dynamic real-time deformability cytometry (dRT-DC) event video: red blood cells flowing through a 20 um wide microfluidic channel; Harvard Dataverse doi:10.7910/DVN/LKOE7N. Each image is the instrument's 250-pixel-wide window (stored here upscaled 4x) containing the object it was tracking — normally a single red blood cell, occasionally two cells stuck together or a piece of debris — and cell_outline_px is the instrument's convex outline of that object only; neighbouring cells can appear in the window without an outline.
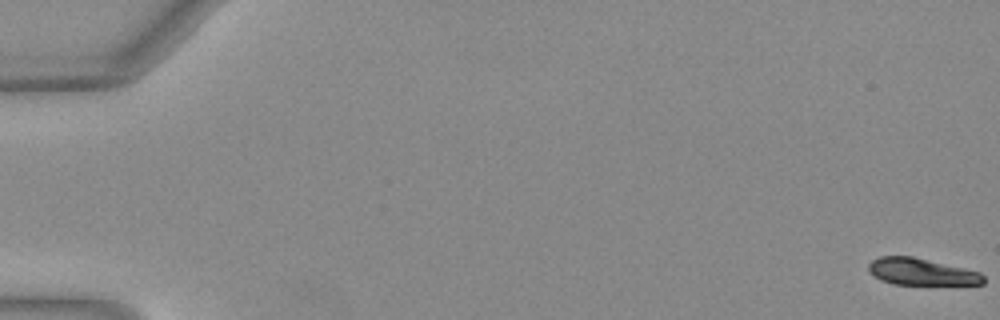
{"species": "Egyptian fruit bat (a non-hibernating species)", "species_latin": "Rousettus aegyptiacus", "temperature_condition": "warm", "stored_images_in_passage": 52, "camera_frame_rate_fps": 3000, "um_per_image_px": 0.085, "animal": {"sex": "female"}, "frame": {"image": 1, "passage_image": 1, "time_ms": 0.0, "image_size_px": [1000, 320], "cell_outline_px": [[984, 284], [892, 284], [880, 280], [868, 272], [868, 264], [872, 260], [880, 256], [912, 256], [964, 268], [980, 272], [984, 276]], "centroid_in_image_um": [78.28, 23.1], "position_along_channel_um": 6.7, "area_um2": 17.92}}
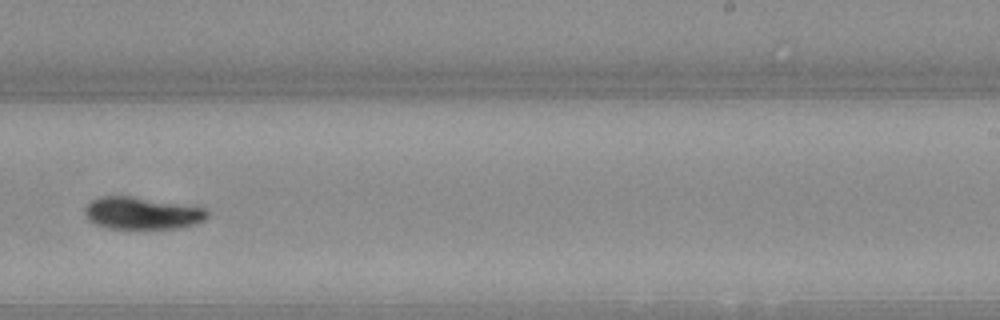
{"frame": {"image": 2, "passage_image": 34, "time_ms": 11.0, "image_size_px": [1000, 320], "cell_outline_px": [[208, 216], [204, 220], [196, 224], [180, 228], [148, 232], [108, 228], [96, 224], [88, 220], [84, 212], [84, 208], [92, 200], [100, 196], [132, 196], [204, 208], [208, 212]], "centroid_in_image_um": [12.06, 18.18], "position_along_channel_um": 276.9, "area_um2": 23.87}}
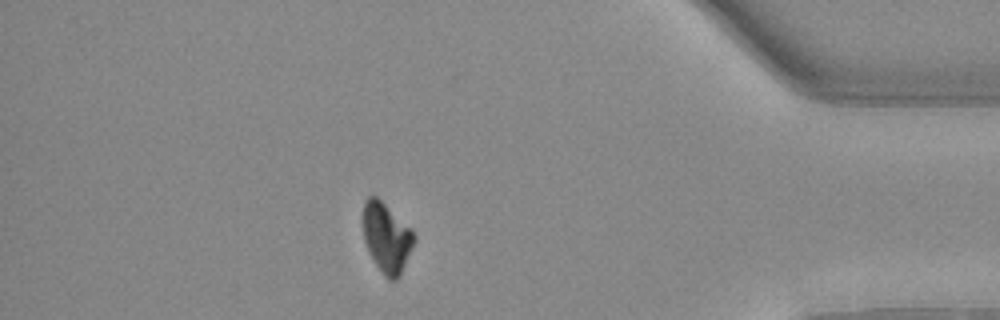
{"frame": {"image": 3, "passage_image": 46, "time_ms": 15.0, "image_size_px": [1000, 320], "cell_outline_px": [[416, 240], [400, 276], [396, 280], [388, 280], [384, 276], [368, 252], [364, 240], [364, 200], [368, 196], [376, 196], [412, 228], [416, 236]], "centroid_in_image_um": [32.89, 20.21], "position_along_channel_um": 402.3, "area_um2": 20.81}, "authors_computed_cell_mechanics": {"area_um2": 21.9062, "velocity_mm_per_s": 4.0415, "shape_relaxation_time_tau1_ms": 3.4515, "shape_relaxation_time_tau2_ms": null, "deformation_change_tau1": 0.1366, "deformation_change_tau2": null}}